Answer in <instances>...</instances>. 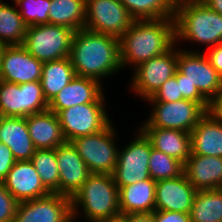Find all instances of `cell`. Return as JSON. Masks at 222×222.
Returning <instances> with one entry per match:
<instances>
[{"label":"cell","instance_id":"cell-1","mask_svg":"<svg viewBox=\"0 0 222 222\" xmlns=\"http://www.w3.org/2000/svg\"><path fill=\"white\" fill-rule=\"evenodd\" d=\"M69 58L76 76L100 81L122 68L120 40L82 28L74 33Z\"/></svg>","mask_w":222,"mask_h":222},{"label":"cell","instance_id":"cell-2","mask_svg":"<svg viewBox=\"0 0 222 222\" xmlns=\"http://www.w3.org/2000/svg\"><path fill=\"white\" fill-rule=\"evenodd\" d=\"M119 40L122 68L132 64L136 68L175 47L177 42L174 18L134 20Z\"/></svg>","mask_w":222,"mask_h":222},{"label":"cell","instance_id":"cell-3","mask_svg":"<svg viewBox=\"0 0 222 222\" xmlns=\"http://www.w3.org/2000/svg\"><path fill=\"white\" fill-rule=\"evenodd\" d=\"M174 22L176 41H195L209 48L222 44V15L202 0H176Z\"/></svg>","mask_w":222,"mask_h":222},{"label":"cell","instance_id":"cell-4","mask_svg":"<svg viewBox=\"0 0 222 222\" xmlns=\"http://www.w3.org/2000/svg\"><path fill=\"white\" fill-rule=\"evenodd\" d=\"M71 199L73 220L77 219L80 206L89 222L121 217L118 187L112 174L91 173Z\"/></svg>","mask_w":222,"mask_h":222},{"label":"cell","instance_id":"cell-5","mask_svg":"<svg viewBox=\"0 0 222 222\" xmlns=\"http://www.w3.org/2000/svg\"><path fill=\"white\" fill-rule=\"evenodd\" d=\"M75 32L60 25H31L27 27L23 46L43 63L68 58Z\"/></svg>","mask_w":222,"mask_h":222},{"label":"cell","instance_id":"cell-6","mask_svg":"<svg viewBox=\"0 0 222 222\" xmlns=\"http://www.w3.org/2000/svg\"><path fill=\"white\" fill-rule=\"evenodd\" d=\"M110 123L102 131L77 137L71 141L91 173L113 174L119 149L115 141V128Z\"/></svg>","mask_w":222,"mask_h":222},{"label":"cell","instance_id":"cell-7","mask_svg":"<svg viewBox=\"0 0 222 222\" xmlns=\"http://www.w3.org/2000/svg\"><path fill=\"white\" fill-rule=\"evenodd\" d=\"M48 110L40 81L16 84L0 80V116L27 117Z\"/></svg>","mask_w":222,"mask_h":222},{"label":"cell","instance_id":"cell-8","mask_svg":"<svg viewBox=\"0 0 222 222\" xmlns=\"http://www.w3.org/2000/svg\"><path fill=\"white\" fill-rule=\"evenodd\" d=\"M138 131V137L123 150L119 149L117 165L112 174L118 188L151 179L148 165L153 147L145 134L140 129Z\"/></svg>","mask_w":222,"mask_h":222},{"label":"cell","instance_id":"cell-9","mask_svg":"<svg viewBox=\"0 0 222 222\" xmlns=\"http://www.w3.org/2000/svg\"><path fill=\"white\" fill-rule=\"evenodd\" d=\"M104 103H87L60 110L57 113L67 142L77 137L96 134L110 123Z\"/></svg>","mask_w":222,"mask_h":222},{"label":"cell","instance_id":"cell-10","mask_svg":"<svg viewBox=\"0 0 222 222\" xmlns=\"http://www.w3.org/2000/svg\"><path fill=\"white\" fill-rule=\"evenodd\" d=\"M133 21L119 0H86L85 29L120 38Z\"/></svg>","mask_w":222,"mask_h":222},{"label":"cell","instance_id":"cell-11","mask_svg":"<svg viewBox=\"0 0 222 222\" xmlns=\"http://www.w3.org/2000/svg\"><path fill=\"white\" fill-rule=\"evenodd\" d=\"M177 49V50H176ZM178 48L175 46L161 56L151 58L133 69L131 88L141 99L151 98L162 84L175 75Z\"/></svg>","mask_w":222,"mask_h":222},{"label":"cell","instance_id":"cell-12","mask_svg":"<svg viewBox=\"0 0 222 222\" xmlns=\"http://www.w3.org/2000/svg\"><path fill=\"white\" fill-rule=\"evenodd\" d=\"M152 113L141 127L177 129L191 132L207 112L199 103L182 99L176 102H150Z\"/></svg>","mask_w":222,"mask_h":222},{"label":"cell","instance_id":"cell-13","mask_svg":"<svg viewBox=\"0 0 222 222\" xmlns=\"http://www.w3.org/2000/svg\"><path fill=\"white\" fill-rule=\"evenodd\" d=\"M177 68L208 101L222 90V78L202 51L178 49Z\"/></svg>","mask_w":222,"mask_h":222},{"label":"cell","instance_id":"cell-14","mask_svg":"<svg viewBox=\"0 0 222 222\" xmlns=\"http://www.w3.org/2000/svg\"><path fill=\"white\" fill-rule=\"evenodd\" d=\"M14 222H75L72 199L50 193L47 196L18 203Z\"/></svg>","mask_w":222,"mask_h":222},{"label":"cell","instance_id":"cell-15","mask_svg":"<svg viewBox=\"0 0 222 222\" xmlns=\"http://www.w3.org/2000/svg\"><path fill=\"white\" fill-rule=\"evenodd\" d=\"M43 62L33 57L23 45L5 46L1 55L0 80L22 84L40 81Z\"/></svg>","mask_w":222,"mask_h":222},{"label":"cell","instance_id":"cell-16","mask_svg":"<svg viewBox=\"0 0 222 222\" xmlns=\"http://www.w3.org/2000/svg\"><path fill=\"white\" fill-rule=\"evenodd\" d=\"M59 194L72 197L91 174L71 142L56 147Z\"/></svg>","mask_w":222,"mask_h":222},{"label":"cell","instance_id":"cell-17","mask_svg":"<svg viewBox=\"0 0 222 222\" xmlns=\"http://www.w3.org/2000/svg\"><path fill=\"white\" fill-rule=\"evenodd\" d=\"M196 192L184 173L176 178L157 181L155 210L190 213Z\"/></svg>","mask_w":222,"mask_h":222},{"label":"cell","instance_id":"cell-18","mask_svg":"<svg viewBox=\"0 0 222 222\" xmlns=\"http://www.w3.org/2000/svg\"><path fill=\"white\" fill-rule=\"evenodd\" d=\"M3 184L19 203L50 194L30 160L16 161Z\"/></svg>","mask_w":222,"mask_h":222},{"label":"cell","instance_id":"cell-19","mask_svg":"<svg viewBox=\"0 0 222 222\" xmlns=\"http://www.w3.org/2000/svg\"><path fill=\"white\" fill-rule=\"evenodd\" d=\"M100 81L89 78H75L66 85L49 103L48 109L54 113L69 107L87 103H105L104 90Z\"/></svg>","mask_w":222,"mask_h":222},{"label":"cell","instance_id":"cell-20","mask_svg":"<svg viewBox=\"0 0 222 222\" xmlns=\"http://www.w3.org/2000/svg\"><path fill=\"white\" fill-rule=\"evenodd\" d=\"M183 173L197 191L222 188L221 157L191 154Z\"/></svg>","mask_w":222,"mask_h":222},{"label":"cell","instance_id":"cell-21","mask_svg":"<svg viewBox=\"0 0 222 222\" xmlns=\"http://www.w3.org/2000/svg\"><path fill=\"white\" fill-rule=\"evenodd\" d=\"M26 123L36 149H55L67 142L57 114L49 109L27 116Z\"/></svg>","mask_w":222,"mask_h":222},{"label":"cell","instance_id":"cell-22","mask_svg":"<svg viewBox=\"0 0 222 222\" xmlns=\"http://www.w3.org/2000/svg\"><path fill=\"white\" fill-rule=\"evenodd\" d=\"M155 190L156 181L152 178L118 188L121 216L152 214L155 211Z\"/></svg>","mask_w":222,"mask_h":222},{"label":"cell","instance_id":"cell-23","mask_svg":"<svg viewBox=\"0 0 222 222\" xmlns=\"http://www.w3.org/2000/svg\"><path fill=\"white\" fill-rule=\"evenodd\" d=\"M0 143L9 147L16 161L31 160L36 148L29 135L26 117L0 116Z\"/></svg>","mask_w":222,"mask_h":222},{"label":"cell","instance_id":"cell-24","mask_svg":"<svg viewBox=\"0 0 222 222\" xmlns=\"http://www.w3.org/2000/svg\"><path fill=\"white\" fill-rule=\"evenodd\" d=\"M140 130L150 140L154 149L174 157L183 164L192 153L189 132L157 127H141Z\"/></svg>","mask_w":222,"mask_h":222},{"label":"cell","instance_id":"cell-25","mask_svg":"<svg viewBox=\"0 0 222 222\" xmlns=\"http://www.w3.org/2000/svg\"><path fill=\"white\" fill-rule=\"evenodd\" d=\"M191 154L222 158V122L206 112L190 132Z\"/></svg>","mask_w":222,"mask_h":222},{"label":"cell","instance_id":"cell-26","mask_svg":"<svg viewBox=\"0 0 222 222\" xmlns=\"http://www.w3.org/2000/svg\"><path fill=\"white\" fill-rule=\"evenodd\" d=\"M76 76L70 58L44 62L40 79L43 94L49 103Z\"/></svg>","mask_w":222,"mask_h":222},{"label":"cell","instance_id":"cell-27","mask_svg":"<svg viewBox=\"0 0 222 222\" xmlns=\"http://www.w3.org/2000/svg\"><path fill=\"white\" fill-rule=\"evenodd\" d=\"M86 0H51L48 24L78 31L84 28Z\"/></svg>","mask_w":222,"mask_h":222},{"label":"cell","instance_id":"cell-28","mask_svg":"<svg viewBox=\"0 0 222 222\" xmlns=\"http://www.w3.org/2000/svg\"><path fill=\"white\" fill-rule=\"evenodd\" d=\"M189 214L191 222H222V188L197 191Z\"/></svg>","mask_w":222,"mask_h":222},{"label":"cell","instance_id":"cell-29","mask_svg":"<svg viewBox=\"0 0 222 222\" xmlns=\"http://www.w3.org/2000/svg\"><path fill=\"white\" fill-rule=\"evenodd\" d=\"M134 20L174 18L176 0H119Z\"/></svg>","mask_w":222,"mask_h":222},{"label":"cell","instance_id":"cell-30","mask_svg":"<svg viewBox=\"0 0 222 222\" xmlns=\"http://www.w3.org/2000/svg\"><path fill=\"white\" fill-rule=\"evenodd\" d=\"M27 27L18 9L0 2V43L5 46L23 45Z\"/></svg>","mask_w":222,"mask_h":222},{"label":"cell","instance_id":"cell-31","mask_svg":"<svg viewBox=\"0 0 222 222\" xmlns=\"http://www.w3.org/2000/svg\"><path fill=\"white\" fill-rule=\"evenodd\" d=\"M44 187L50 193L59 194V169L55 149H36L31 157Z\"/></svg>","mask_w":222,"mask_h":222},{"label":"cell","instance_id":"cell-32","mask_svg":"<svg viewBox=\"0 0 222 222\" xmlns=\"http://www.w3.org/2000/svg\"><path fill=\"white\" fill-rule=\"evenodd\" d=\"M148 166L150 177L156 182L176 178L183 174L184 169L182 162L154 148L151 149Z\"/></svg>","mask_w":222,"mask_h":222},{"label":"cell","instance_id":"cell-33","mask_svg":"<svg viewBox=\"0 0 222 222\" xmlns=\"http://www.w3.org/2000/svg\"><path fill=\"white\" fill-rule=\"evenodd\" d=\"M15 5L27 26L48 24L51 0H15Z\"/></svg>","mask_w":222,"mask_h":222},{"label":"cell","instance_id":"cell-34","mask_svg":"<svg viewBox=\"0 0 222 222\" xmlns=\"http://www.w3.org/2000/svg\"><path fill=\"white\" fill-rule=\"evenodd\" d=\"M182 99L179 84L176 77L173 76L165 81L157 93L147 99V102H176Z\"/></svg>","mask_w":222,"mask_h":222},{"label":"cell","instance_id":"cell-35","mask_svg":"<svg viewBox=\"0 0 222 222\" xmlns=\"http://www.w3.org/2000/svg\"><path fill=\"white\" fill-rule=\"evenodd\" d=\"M174 76L179 84L180 93L182 94L183 99L199 103L207 111L209 101L199 92V90L189 83L178 69Z\"/></svg>","mask_w":222,"mask_h":222},{"label":"cell","instance_id":"cell-36","mask_svg":"<svg viewBox=\"0 0 222 222\" xmlns=\"http://www.w3.org/2000/svg\"><path fill=\"white\" fill-rule=\"evenodd\" d=\"M18 201L0 182V222H14Z\"/></svg>","mask_w":222,"mask_h":222},{"label":"cell","instance_id":"cell-37","mask_svg":"<svg viewBox=\"0 0 222 222\" xmlns=\"http://www.w3.org/2000/svg\"><path fill=\"white\" fill-rule=\"evenodd\" d=\"M15 162L16 160L9 147L0 143V182L5 180Z\"/></svg>","mask_w":222,"mask_h":222},{"label":"cell","instance_id":"cell-38","mask_svg":"<svg viewBox=\"0 0 222 222\" xmlns=\"http://www.w3.org/2000/svg\"><path fill=\"white\" fill-rule=\"evenodd\" d=\"M155 222H191L189 213L175 211H154Z\"/></svg>","mask_w":222,"mask_h":222},{"label":"cell","instance_id":"cell-39","mask_svg":"<svg viewBox=\"0 0 222 222\" xmlns=\"http://www.w3.org/2000/svg\"><path fill=\"white\" fill-rule=\"evenodd\" d=\"M206 57L208 58L212 67L218 72L219 76L222 78V44L216 45L214 47L208 48Z\"/></svg>","mask_w":222,"mask_h":222},{"label":"cell","instance_id":"cell-40","mask_svg":"<svg viewBox=\"0 0 222 222\" xmlns=\"http://www.w3.org/2000/svg\"><path fill=\"white\" fill-rule=\"evenodd\" d=\"M207 112L217 121L222 122V90L209 101Z\"/></svg>","mask_w":222,"mask_h":222},{"label":"cell","instance_id":"cell-41","mask_svg":"<svg viewBox=\"0 0 222 222\" xmlns=\"http://www.w3.org/2000/svg\"><path fill=\"white\" fill-rule=\"evenodd\" d=\"M121 217L126 222H155L153 214H129Z\"/></svg>","mask_w":222,"mask_h":222},{"label":"cell","instance_id":"cell-42","mask_svg":"<svg viewBox=\"0 0 222 222\" xmlns=\"http://www.w3.org/2000/svg\"><path fill=\"white\" fill-rule=\"evenodd\" d=\"M212 10L222 15V0H202Z\"/></svg>","mask_w":222,"mask_h":222},{"label":"cell","instance_id":"cell-43","mask_svg":"<svg viewBox=\"0 0 222 222\" xmlns=\"http://www.w3.org/2000/svg\"><path fill=\"white\" fill-rule=\"evenodd\" d=\"M100 222H126L122 217L112 219V220H105V221H100Z\"/></svg>","mask_w":222,"mask_h":222},{"label":"cell","instance_id":"cell-44","mask_svg":"<svg viewBox=\"0 0 222 222\" xmlns=\"http://www.w3.org/2000/svg\"><path fill=\"white\" fill-rule=\"evenodd\" d=\"M5 48V45H3L2 43H0V65H1V55L3 52V49Z\"/></svg>","mask_w":222,"mask_h":222}]
</instances>
